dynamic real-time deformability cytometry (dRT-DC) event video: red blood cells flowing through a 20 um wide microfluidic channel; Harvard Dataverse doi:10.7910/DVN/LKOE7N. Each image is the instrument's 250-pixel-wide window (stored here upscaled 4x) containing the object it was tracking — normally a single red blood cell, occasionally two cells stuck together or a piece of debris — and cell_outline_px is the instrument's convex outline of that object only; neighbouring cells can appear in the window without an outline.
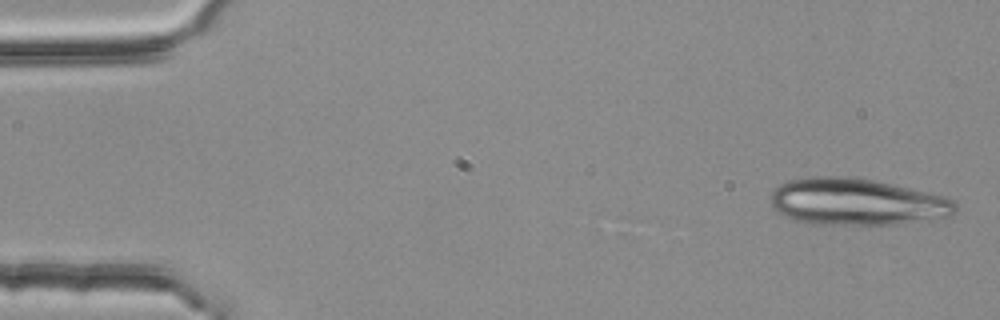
{"species": "common noctule bat (a hibernating species)", "species_latin": "Nyctalus noctula", "temperature_condition": "room temperature", "stored_images_in_passage": 4, "camera_frame_rate_fps": 3000, "um_per_image_px": 0.085, "animal": {"sex": "female", "body_mass_g": 25.1}, "frame": {"image": 1, "passage_image": 1, "time_ms": 0.0, "image_size_px": [1000, 320], "cell_outline_px": [[956, 212], [952, 216], [936, 220], [900, 224], [812, 224], [792, 220], [784, 216], [772, 204], [772, 192], [780, 184], [788, 180], [808, 176], [848, 176], [872, 180], [892, 184], [940, 196], [952, 200], [956, 204]], "centroid_in_image_um": [72.83, 17.17], "position_along_channel_um": 12.2, "area_um2": 50.4}}